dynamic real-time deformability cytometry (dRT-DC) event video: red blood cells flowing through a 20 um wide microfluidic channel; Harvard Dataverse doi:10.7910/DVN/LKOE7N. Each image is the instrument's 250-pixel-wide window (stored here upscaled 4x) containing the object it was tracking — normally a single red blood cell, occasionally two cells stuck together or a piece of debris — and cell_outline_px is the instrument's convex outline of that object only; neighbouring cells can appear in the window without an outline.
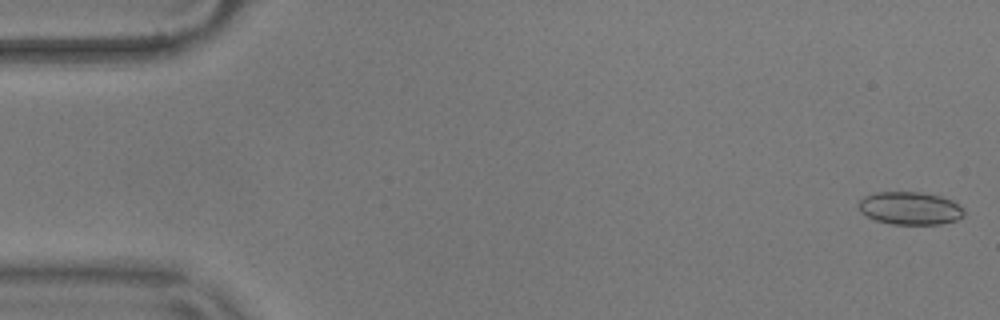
{"species": "common noctule bat (a hibernating species)", "species_latin": "Nyctalus noctula", "temperature_condition": "warm", "stored_images_in_passage": 53, "camera_frame_rate_fps": 3000, "um_per_image_px": 0.085, "animal": {"sex": "male", "body_mass_g": 17.9}, "frame": {"image": 1, "passage_image": 1, "time_ms": 0.0, "image_size_px": [1000, 320], "cell_outline_px": [[964, 216], [956, 220], [940, 224], [892, 224], [876, 220], [860, 212], [856, 204], [864, 196], [876, 192], [920, 192], [940, 196], [952, 200], [964, 208]], "centroid_in_image_um": [77.34, 17.69], "position_along_channel_um": 7.7, "area_um2": 20.29}}
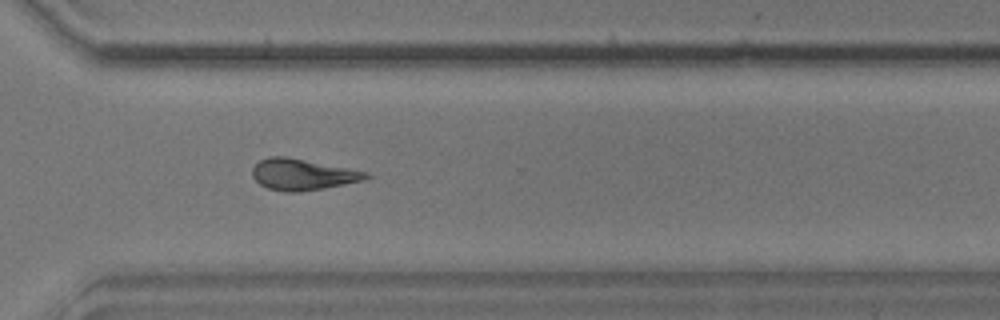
{"frame": {"image": 2, "passage_image": 40, "time_ms": 13.0, "image_size_px": [1000, 320], "cell_outline_px": [[372, 176], [368, 180], [324, 188], [300, 192], [284, 192], [268, 188], [260, 184], [252, 176], [252, 168], [260, 160], [268, 156], [284, 156], [348, 168], [364, 172]], "centroid_in_image_um": [25.72, 14.84], "position_along_channel_um": 344.9, "area_um2": 20.63}}
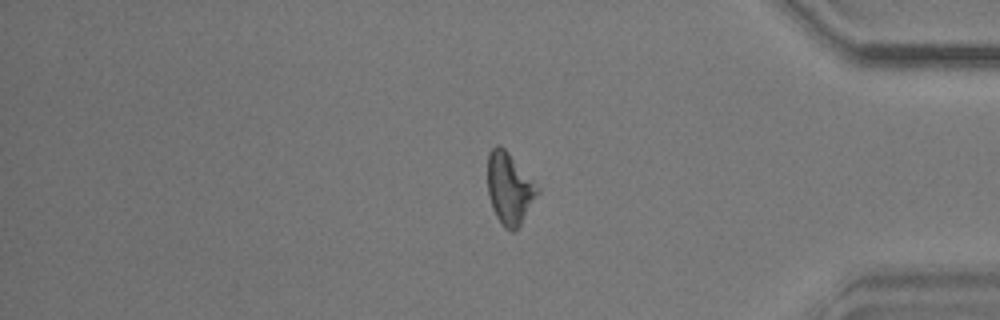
{"frame": {"image": 3, "passage_image": 46, "time_ms": 15.0, "image_size_px": [1000, 320], "cell_outline_px": [[540, 192], [520, 224], [512, 232], [504, 228], [496, 216], [492, 208], [488, 196], [488, 152], [496, 144], [500, 144], [508, 152], [540, 188]], "centroid_in_image_um": [43.29, 16.01], "position_along_channel_um": 391.9, "area_um2": 20.75}}